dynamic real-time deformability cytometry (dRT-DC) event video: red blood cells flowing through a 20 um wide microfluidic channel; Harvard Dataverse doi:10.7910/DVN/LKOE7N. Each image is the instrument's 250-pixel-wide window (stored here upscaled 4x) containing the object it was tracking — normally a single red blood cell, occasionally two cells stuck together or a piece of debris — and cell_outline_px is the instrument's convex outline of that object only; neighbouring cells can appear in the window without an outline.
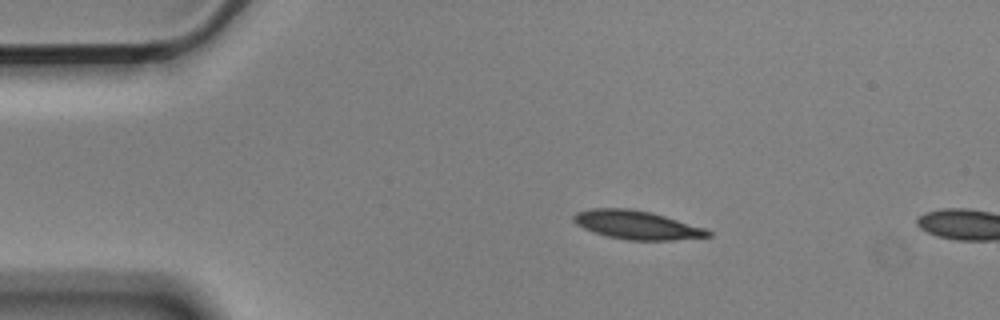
{"species": "Egyptian fruit bat (a non-hibernating species)", "species_latin": "Rousettus aegyptiacus", "temperature_condition": "cold", "stored_images_in_passage": 3, "camera_frame_rate_fps": 3000, "um_per_image_px": 0.085, "animal": {"sex": "male"}, "frame": {"image": 1, "passage_image": 2, "time_ms": 0.333, "image_size_px": [1000, 320], "cell_outline_px": [[712, 236], [672, 240], [628, 240], [608, 236], [584, 228], [576, 224], [572, 220], [572, 216], [576, 212], [592, 208], [632, 208], [652, 212], [708, 228], [712, 232]], "centroid_in_image_um": [54.17, 19.11], "position_along_channel_um": 30.8, "area_um2": 22.6}}